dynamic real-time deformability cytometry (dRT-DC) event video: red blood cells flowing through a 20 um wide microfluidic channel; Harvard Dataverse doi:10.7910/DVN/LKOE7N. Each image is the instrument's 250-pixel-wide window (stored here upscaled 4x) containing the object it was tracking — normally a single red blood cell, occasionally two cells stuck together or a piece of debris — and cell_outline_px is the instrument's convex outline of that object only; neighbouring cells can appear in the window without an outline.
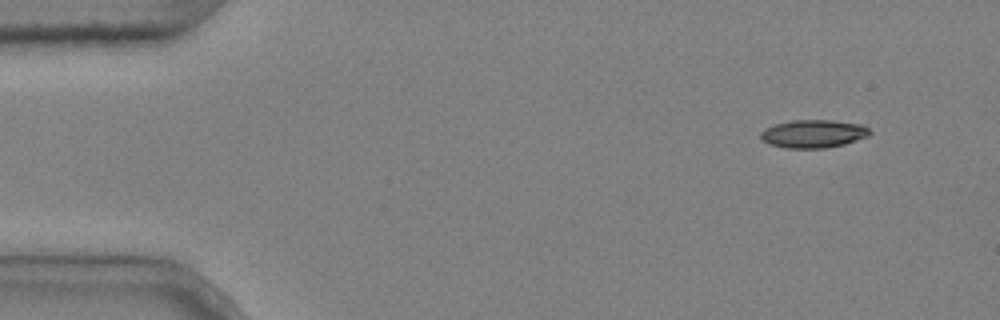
{"species": "common noctule bat (a hibernating species)", "species_latin": "Nyctalus noctula", "temperature_condition": "cold", "stored_images_in_passage": 4, "segment_of_instrument_passage": [1, 2], "camera_frame_rate_fps": 3000, "um_per_image_px": 0.085, "animal": {"sex": "male", "body_mass_g": 20.4}, "frame": {"image": 1, "passage_image": 1, "time_ms": 0.0, "image_size_px": [1000, 320], "cell_outline_px": [[872, 132], [868, 136], [844, 144], [824, 148], [788, 148], [768, 144], [760, 136], [760, 132], [764, 128], [776, 124], [792, 120], [832, 120], [864, 124]], "centroid_in_image_um": [69.15, 11.36], "position_along_channel_um": 15.8, "area_um2": 17.86}}
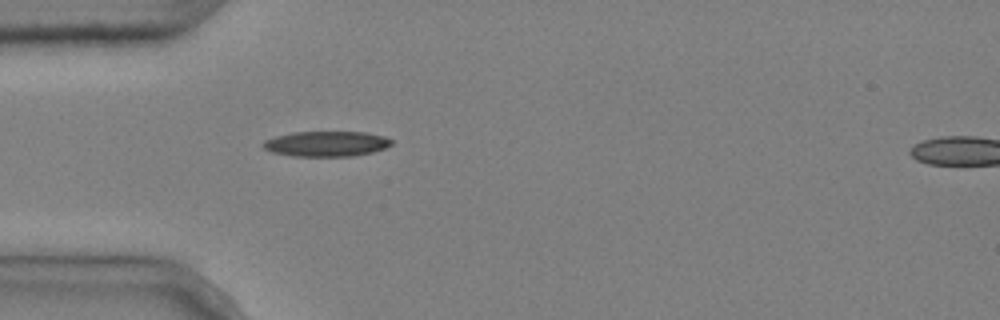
{"frame": {"image": 2, "passage_image": 3, "time_ms": 0.667, "image_size_px": [1000, 320], "cell_outline_px": [[392, 144], [384, 148], [372, 152], [352, 156], [292, 156], [272, 152], [264, 148], [260, 144], [264, 140], [276, 136], [292, 132], [364, 132], [384, 136], [392, 140]], "centroid_in_image_um": [27.71, 12.22], "position_along_channel_um": 57.3, "area_um2": 18.9}}